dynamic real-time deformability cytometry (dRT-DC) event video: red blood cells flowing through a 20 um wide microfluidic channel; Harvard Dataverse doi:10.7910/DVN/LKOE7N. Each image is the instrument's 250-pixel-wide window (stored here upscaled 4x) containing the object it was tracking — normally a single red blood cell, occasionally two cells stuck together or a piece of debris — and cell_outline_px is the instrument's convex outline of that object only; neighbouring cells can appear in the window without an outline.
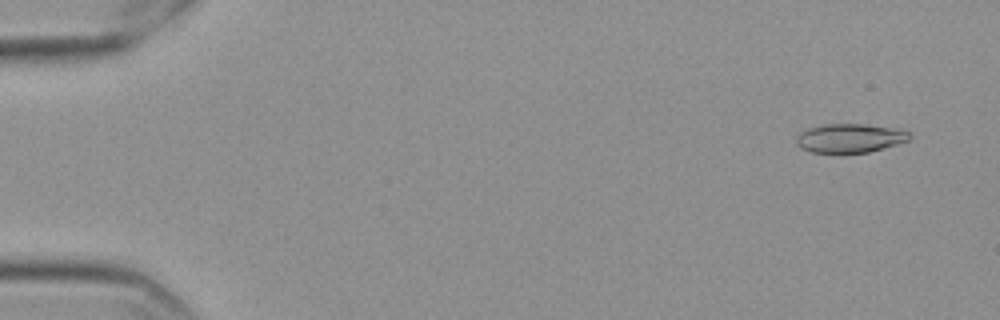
{"species": "Egyptian fruit bat (a non-hibernating species)", "species_latin": "Rousettus aegyptiacus", "temperature_condition": "cold", "stored_images_in_passage": 58, "camera_frame_rate_fps": 3000, "um_per_image_px": 0.085, "frame": {"image": 1, "passage_image": 4, "time_ms": 1.0, "image_size_px": [1000, 320], "cell_outline_px": [[912, 136], [908, 140], [896, 144], [868, 152], [812, 152], [800, 148], [796, 144], [796, 136], [800, 132], [808, 128], [824, 124], [864, 124], [892, 128], [908, 132]], "centroid_in_image_um": [72.18, 11.73], "position_along_channel_um": 12.8, "area_um2": 18.79}}
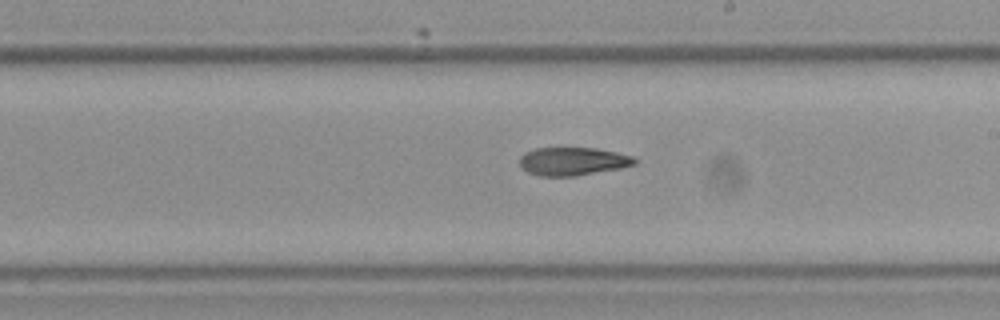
{"frame": {"image": 2, "passage_image": 34, "time_ms": 11.0, "image_size_px": [1000, 320], "cell_outline_px": [[636, 164], [620, 168], [572, 176], [540, 176], [528, 172], [520, 164], [520, 156], [524, 152], [536, 148], [596, 148], [616, 152], [632, 156], [636, 160]], "centroid_in_image_um": [48.67, 13.7], "position_along_channel_um": 240.3, "area_um2": 18.67}}
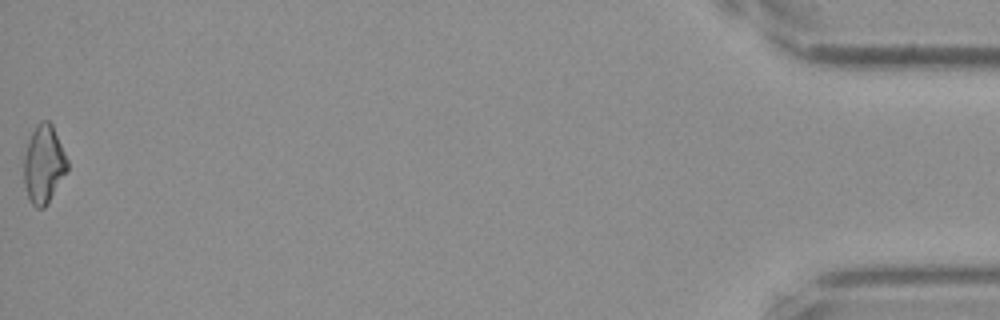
{"frame": {"image": 3, "passage_image": 58, "time_ms": 19.0, "image_size_px": [1000, 320], "cell_outline_px": [[68, 168], [44, 208], [36, 208], [28, 200], [24, 184], [24, 156], [28, 140], [36, 124], [40, 120], [48, 120], [52, 124], [68, 160]], "centroid_in_image_um": [3.69, 13.94], "position_along_channel_um": 431.5, "area_um2": 19.65}}